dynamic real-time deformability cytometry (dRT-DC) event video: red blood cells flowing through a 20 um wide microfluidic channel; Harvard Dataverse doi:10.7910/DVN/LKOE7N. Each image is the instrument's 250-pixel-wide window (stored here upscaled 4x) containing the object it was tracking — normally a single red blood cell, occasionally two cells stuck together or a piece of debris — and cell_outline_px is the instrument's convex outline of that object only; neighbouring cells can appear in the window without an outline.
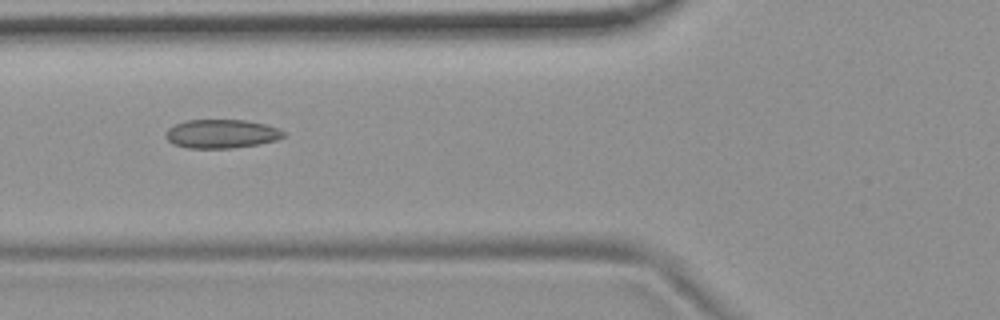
{"species": "common noctule bat (a hibernating species)", "species_latin": "Nyctalus noctula", "temperature_condition": "room temperature", "stored_images_in_passage": 43, "camera_frame_rate_fps": 3000, "um_per_image_px": 0.085, "animal": {"sex": "female", "body_mass_g": 19.9}, "frame": {"image": 1, "passage_image": 9, "time_ms": 2.667, "image_size_px": [1000, 320], "cell_outline_px": [[284, 136], [276, 140], [260, 144], [232, 148], [188, 148], [172, 144], [164, 136], [164, 132], [168, 128], [184, 120], [244, 120], [264, 124], [276, 128], [284, 132]], "centroid_in_image_um": [18.77, 11.38], "position_along_channel_um": 107.0, "area_um2": 19.77}}
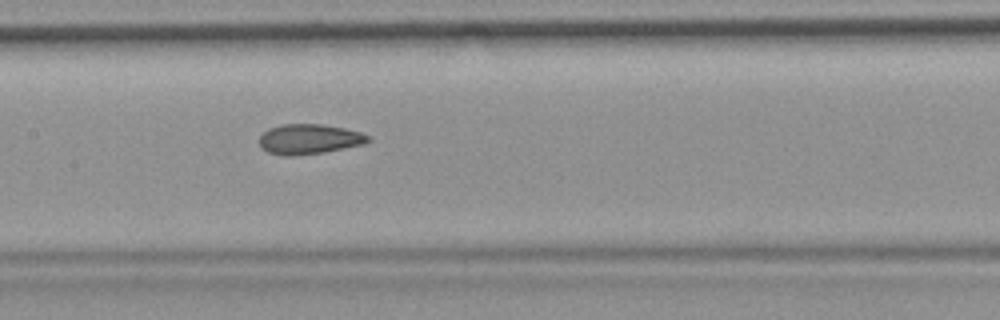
{"frame": {"image": 2, "passage_image": 15, "time_ms": 4.667, "image_size_px": [1000, 320], "cell_outline_px": [[372, 140], [364, 144], [324, 152], [288, 156], [284, 156], [268, 152], [260, 148], [260, 136], [268, 128], [280, 124], [320, 124], [344, 128], [360, 132], [372, 136]], "centroid_in_image_um": [26.29, 11.82], "position_along_channel_um": 181.1, "area_um2": 19.13}}
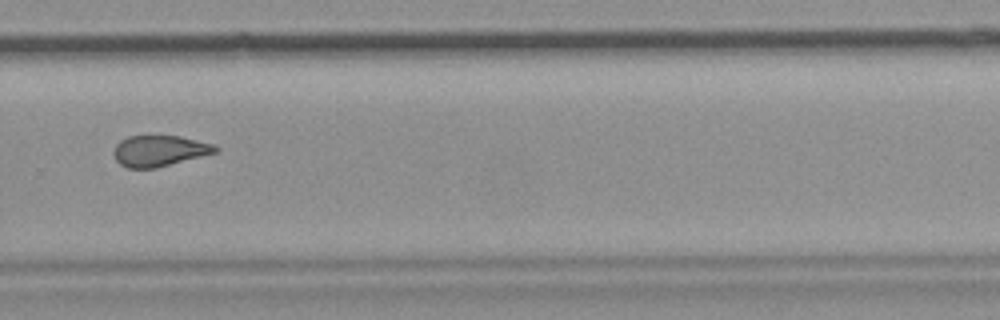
{"frame": {"image": 3, "passage_image": 26, "time_ms": 8.333, "image_size_px": [1000, 320], "cell_outline_px": [[220, 148], [216, 152], [156, 168], [128, 168], [120, 164], [116, 160], [112, 152], [116, 144], [120, 140], [128, 136], [180, 136], [216, 144]], "centroid_in_image_um": [13.54, 12.81], "position_along_channel_um": 316.3, "area_um2": 18.38}, "authors_computed_cell_mechanics": {"area_um2": 19.3052, "velocity_mm_per_s": 3.7055, "shape_relaxation_time_tau1_ms": null, "shape_relaxation_time_tau2_ms": 1.9513, "deformation_change_tau1": null, "deformation_change_tau2": 0.0768}}